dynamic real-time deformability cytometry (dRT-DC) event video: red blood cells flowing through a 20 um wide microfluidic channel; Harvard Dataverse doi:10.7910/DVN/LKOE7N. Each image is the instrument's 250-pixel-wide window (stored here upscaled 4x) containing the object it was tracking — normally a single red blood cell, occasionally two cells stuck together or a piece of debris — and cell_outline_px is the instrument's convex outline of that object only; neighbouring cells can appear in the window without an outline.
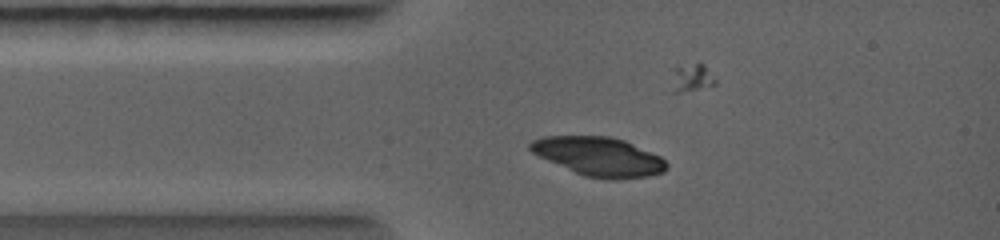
{"species": "common noctule bat (a hibernating species)", "species_latin": "Nyctalus noctula", "temperature_condition": "warm", "stored_images_in_passage": 7, "camera_frame_rate_fps": 5000, "um_per_image_px": 0.085, "animal": {"sex": "female", "body_mass_g": 19.0, "forearm_length_mm": 56.7}, "frame": {"image": 1, "passage_image": 4, "time_ms": 1.4, "image_size_px": [1000, 240], "cell_outline_px": [[668, 168], [664, 172], [648, 176], [608, 180], [604, 180], [584, 176], [548, 160], [532, 152], [528, 148], [528, 144], [532, 140], [544, 136], [608, 136], [624, 140], [660, 156], [668, 164]], "centroid_in_image_um": [50.91, 13.31], "position_along_channel_um": 34.1, "area_um2": 30.81}}